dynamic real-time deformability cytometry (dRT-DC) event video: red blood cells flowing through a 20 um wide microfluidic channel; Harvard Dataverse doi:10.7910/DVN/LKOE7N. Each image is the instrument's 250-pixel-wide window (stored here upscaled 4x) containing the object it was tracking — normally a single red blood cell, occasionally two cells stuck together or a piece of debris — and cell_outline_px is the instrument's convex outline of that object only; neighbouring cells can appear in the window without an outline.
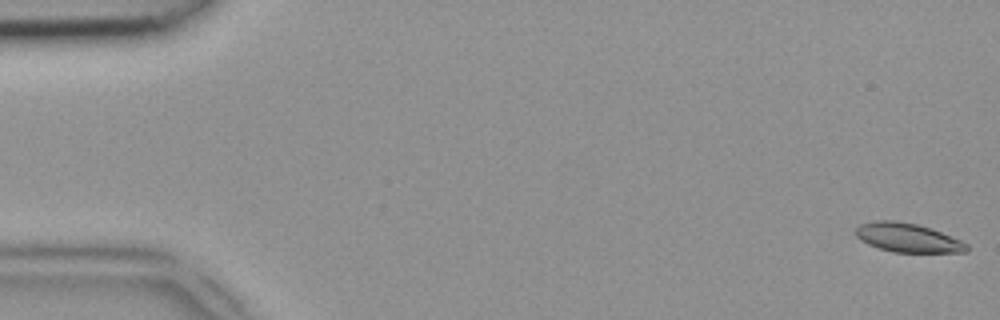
{"species": "common noctule bat (a hibernating species)", "species_latin": "Nyctalus noctula", "temperature_condition": "room temperature", "stored_images_in_passage": 48, "camera_frame_rate_fps": 3000, "um_per_image_px": 0.085, "animal": {"sex": "female", "body_mass_g": 18.4}, "frame": {"image": 1, "passage_image": 1, "time_ms": 0.0, "image_size_px": [1000, 320], "cell_outline_px": [[968, 252], [892, 252], [868, 244], [860, 240], [856, 236], [856, 228], [860, 224], [872, 220], [896, 220], [916, 224], [940, 232], [960, 240], [968, 244]], "centroid_in_image_um": [77.12, 20.2], "position_along_channel_um": 7.9, "area_um2": 18.61}}
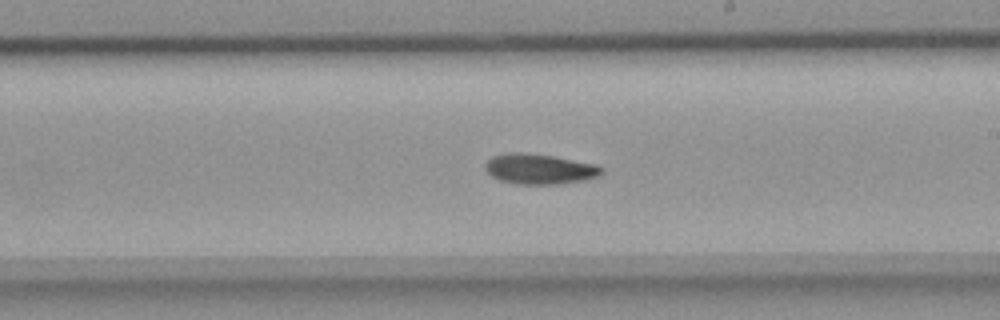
{"frame": {"image": 2, "passage_image": 28, "time_ms": 9.0, "image_size_px": [1000, 320], "cell_outline_px": [[604, 172], [600, 176], [584, 180], [560, 184], [516, 184], [500, 180], [492, 176], [484, 168], [484, 164], [492, 156], [508, 152], [524, 152], [552, 156], [596, 164], [604, 168]], "centroid_in_image_um": [45.87, 14.36], "position_along_channel_um": 243.1, "area_um2": 20.69}}
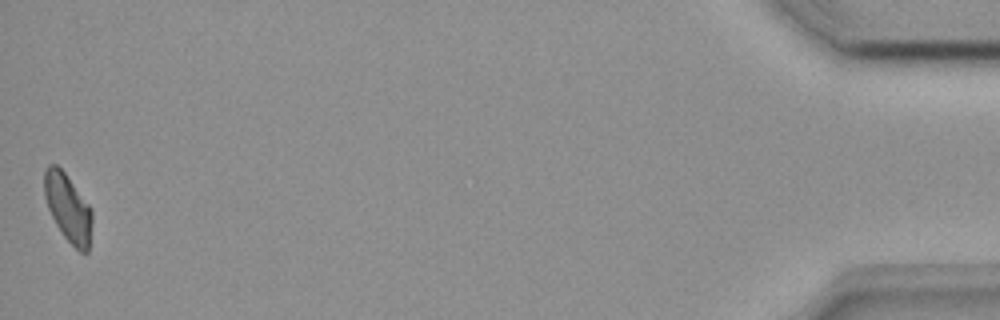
{"frame": {"image": 3, "passage_image": 48, "time_ms": 15.667, "image_size_px": [1000, 320], "cell_outline_px": [[92, 224], [88, 252], [80, 252], [64, 236], [56, 224], [48, 208], [44, 196], [44, 168], [48, 164], [56, 164], [64, 172], [92, 208]], "centroid_in_image_um": [5.78, 17.64], "position_along_channel_um": 429.4, "area_um2": 18.84}}